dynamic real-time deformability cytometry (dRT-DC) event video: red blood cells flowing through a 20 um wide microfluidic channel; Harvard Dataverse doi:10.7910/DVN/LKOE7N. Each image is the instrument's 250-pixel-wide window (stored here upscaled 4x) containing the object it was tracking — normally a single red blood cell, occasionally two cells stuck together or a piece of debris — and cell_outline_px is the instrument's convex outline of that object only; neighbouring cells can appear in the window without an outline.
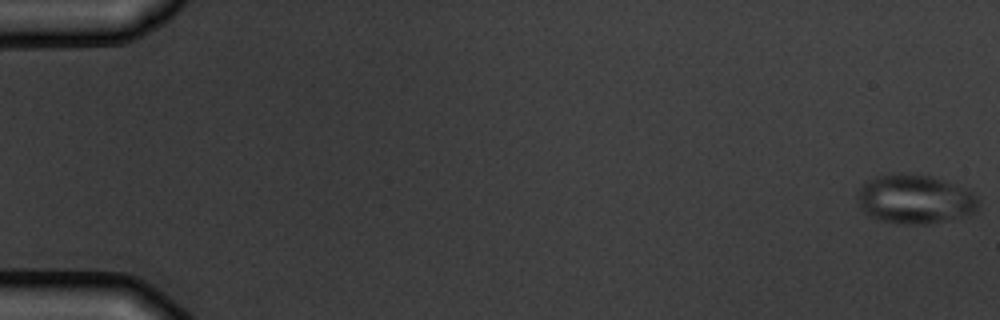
{"species": "common noctule bat (a hibernating species)", "species_latin": "Nyctalus noctula", "temperature_condition": "warm", "stored_images_in_passage": 6, "camera_frame_rate_fps": 3000, "um_per_image_px": 0.085, "animal": {"sex": "male", "body_mass_g": 19.5, "forearm_length_mm": 54.6}, "frame": {"image": 1, "passage_image": 1, "time_ms": 0.0, "image_size_px": [1000, 320], "cell_outline_px": [[980, 204], [968, 216], [928, 224], [904, 224], [880, 220], [868, 216], [860, 208], [856, 196], [856, 192], [868, 180], [888, 172], [904, 172], [932, 176], [968, 188], [976, 192], [980, 200]], "centroid_in_image_um": [77.79, 16.91], "position_along_channel_um": 7.2, "area_um2": 35.49}}